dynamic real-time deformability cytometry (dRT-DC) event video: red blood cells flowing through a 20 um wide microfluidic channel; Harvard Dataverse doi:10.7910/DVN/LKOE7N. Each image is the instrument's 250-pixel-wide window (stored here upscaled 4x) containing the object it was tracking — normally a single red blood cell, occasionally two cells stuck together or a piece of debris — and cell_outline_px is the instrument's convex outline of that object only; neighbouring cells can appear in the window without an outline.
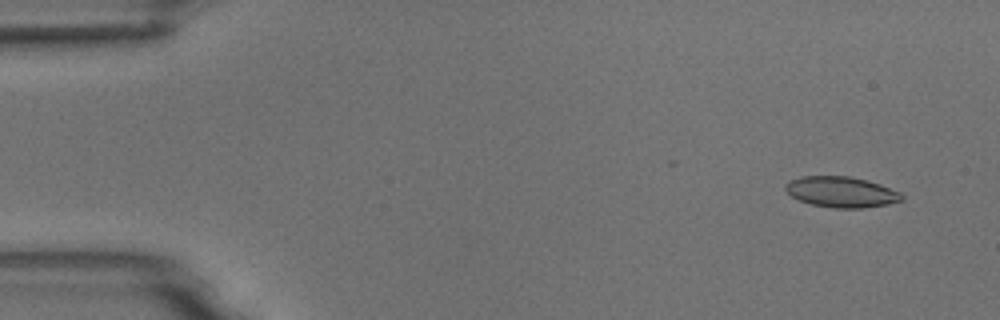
{"species": "common noctule bat (a hibernating species)", "species_latin": "Nyctalus noctula", "temperature_condition": "room temperature", "stored_images_in_passage": 5, "camera_frame_rate_fps": 3000, "um_per_image_px": 0.085, "animal": {"sex": "male", "body_mass_g": 18.8}, "frame": {"image": 1, "passage_image": 1, "time_ms": 0.0, "image_size_px": [1000, 320], "cell_outline_px": [[904, 200], [888, 204], [860, 208], [832, 208], [812, 204], [800, 200], [792, 196], [784, 188], [784, 184], [788, 180], [804, 176], [848, 176], [868, 180], [880, 184], [900, 192], [904, 196]], "centroid_in_image_um": [71.52, 16.31], "position_along_channel_um": 13.5, "area_um2": 20.87}}
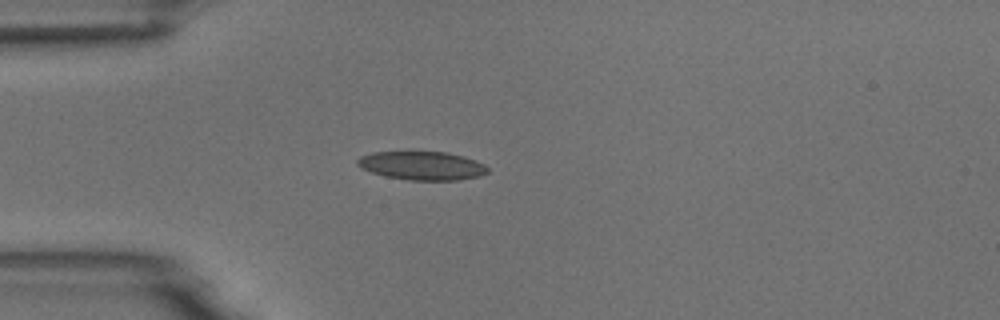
{"frame": {"image": 2, "passage_image": 4, "time_ms": 3.667, "image_size_px": [1000, 320], "cell_outline_px": [[488, 172], [480, 176], [460, 180], [408, 180], [384, 176], [360, 168], [356, 164], [356, 160], [360, 156], [372, 152], [448, 152], [464, 156], [476, 160], [484, 164], [488, 168]], "centroid_in_image_um": [35.87, 14.08], "position_along_channel_um": 49.1, "area_um2": 21.85}}